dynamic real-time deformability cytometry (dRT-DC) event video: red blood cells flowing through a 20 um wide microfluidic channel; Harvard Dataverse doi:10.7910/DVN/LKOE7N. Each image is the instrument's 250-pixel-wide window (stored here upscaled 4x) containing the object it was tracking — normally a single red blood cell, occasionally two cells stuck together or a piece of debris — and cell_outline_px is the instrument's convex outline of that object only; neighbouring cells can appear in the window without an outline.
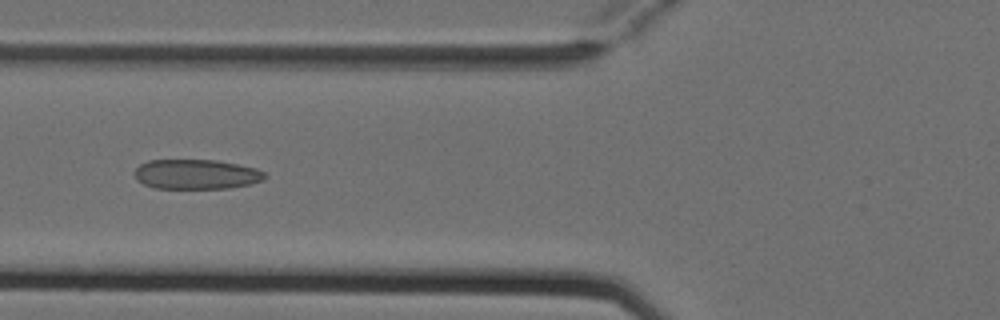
{"species": "Egyptian fruit bat (a non-hibernating species)", "species_latin": "Rousettus aegyptiacus", "temperature_condition": "cold", "stored_images_in_passage": 5, "camera_frame_rate_fps": 3000, "um_per_image_px": 0.085, "animal": {"sex": "female"}, "frame": {"image": 1, "passage_image": 5, "time_ms": 1.333, "image_size_px": [1000, 320], "cell_outline_px": [[268, 176], [264, 180], [252, 184], [228, 188], [156, 188], [144, 184], [136, 180], [132, 172], [140, 164], [148, 160], [216, 160], [256, 168], [264, 172]], "centroid_in_image_um": [16.68, 14.81], "position_along_channel_um": 109.1, "area_um2": 22.77}}